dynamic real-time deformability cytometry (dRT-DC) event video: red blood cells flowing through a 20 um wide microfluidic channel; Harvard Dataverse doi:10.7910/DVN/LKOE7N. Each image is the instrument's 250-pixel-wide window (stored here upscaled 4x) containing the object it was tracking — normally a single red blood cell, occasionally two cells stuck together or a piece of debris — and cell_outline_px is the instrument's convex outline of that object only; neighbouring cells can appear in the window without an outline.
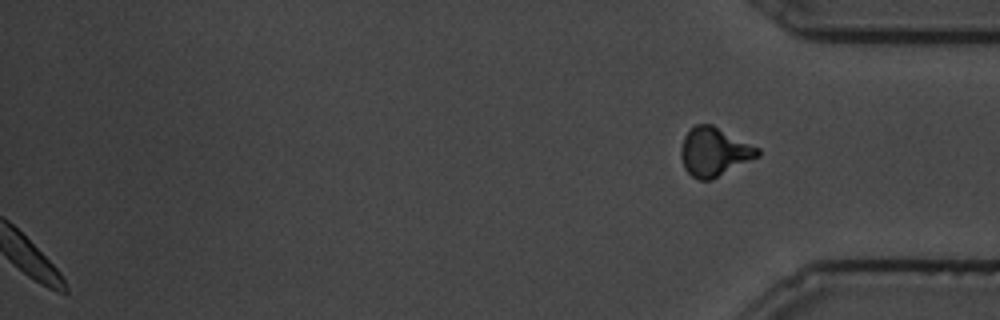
{"species": "common noctule bat (a hibernating species)", "species_latin": "Nyctalus noctula", "temperature_condition": "cold", "stored_images_in_passage": 81, "segment_of_instrument_passage": [2, 2], "camera_frame_rate_fps": 3000, "um_per_image_px": 0.085, "animal": {"sex": "male", "body_mass_g": 19.5, "forearm_length_mm": 54.6}, "frame": {"image": 1, "passage_image": 81, "time_ms": 26.667, "image_size_px": [1000, 320], "cell_outline_px": [[760, 156], [712, 180], [700, 180], [692, 176], [684, 168], [680, 156], [680, 148], [684, 136], [696, 124], [712, 124], [760, 148]], "centroid_in_image_um": [60.71, 12.91], "position_along_channel_um": 374.5, "area_um2": 21.91}}